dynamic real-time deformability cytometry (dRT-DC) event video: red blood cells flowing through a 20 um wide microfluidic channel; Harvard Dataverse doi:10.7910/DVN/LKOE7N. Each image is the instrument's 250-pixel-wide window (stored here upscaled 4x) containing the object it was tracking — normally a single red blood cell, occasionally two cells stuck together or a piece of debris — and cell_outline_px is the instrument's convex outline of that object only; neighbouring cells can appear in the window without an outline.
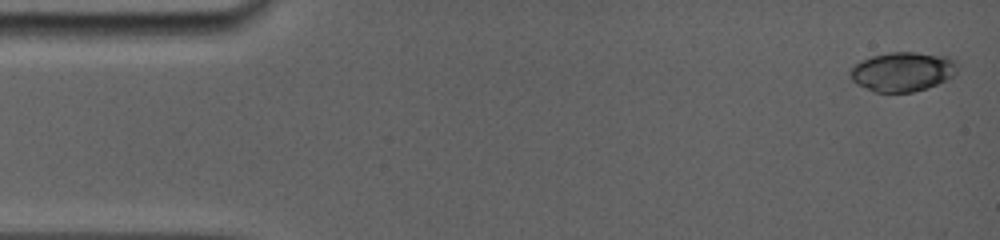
{"species": "common noctule bat (a hibernating species)", "species_latin": "Nyctalus noctula", "temperature_condition": "room temperature", "stored_images_in_passage": 5, "camera_frame_rate_fps": 5000, "um_per_image_px": 0.085, "animal": {"sex": "female", "body_mass_g": 19.0, "forearm_length_mm": 56.7}, "frame": {"image": 1, "passage_image": 1, "time_ms": 0.0, "image_size_px": [1000, 240], "cell_outline_px": [[960, 64], [956, 72], [948, 80], [928, 88], [912, 92], [876, 92], [856, 84], [852, 80], [848, 72], [856, 64], [872, 56], [888, 52], [916, 52], [948, 56], [956, 60]], "centroid_in_image_um": [76.77, 6.09], "position_along_channel_um": 8.2, "area_um2": 24.85}}